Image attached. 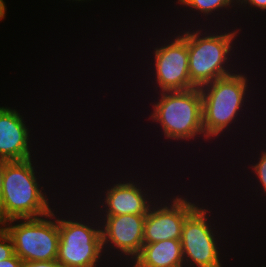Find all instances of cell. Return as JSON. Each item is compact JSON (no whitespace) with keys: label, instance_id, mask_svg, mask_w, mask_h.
<instances>
[{"label":"cell","instance_id":"cell-1","mask_svg":"<svg viewBox=\"0 0 266 267\" xmlns=\"http://www.w3.org/2000/svg\"><path fill=\"white\" fill-rule=\"evenodd\" d=\"M33 159L7 162L0 197V225L11 219L40 218L53 210L39 184ZM38 179V180H37ZM43 189V190H42ZM46 195V196H45Z\"/></svg>","mask_w":266,"mask_h":267},{"label":"cell","instance_id":"cell-2","mask_svg":"<svg viewBox=\"0 0 266 267\" xmlns=\"http://www.w3.org/2000/svg\"><path fill=\"white\" fill-rule=\"evenodd\" d=\"M199 29L195 31L188 29L189 78L195 88H201L218 78L237 72L229 67L228 63L229 56L234 53L232 46L239 31L234 29L231 32L227 30L228 32L218 33L216 30L215 33L212 31L209 33L208 30V33L207 31L202 33L204 29Z\"/></svg>","mask_w":266,"mask_h":267},{"label":"cell","instance_id":"cell-3","mask_svg":"<svg viewBox=\"0 0 266 267\" xmlns=\"http://www.w3.org/2000/svg\"><path fill=\"white\" fill-rule=\"evenodd\" d=\"M159 96L149 118L161 126L166 139L191 141L200 136L205 139L200 88L162 91Z\"/></svg>","mask_w":266,"mask_h":267},{"label":"cell","instance_id":"cell-4","mask_svg":"<svg viewBox=\"0 0 266 267\" xmlns=\"http://www.w3.org/2000/svg\"><path fill=\"white\" fill-rule=\"evenodd\" d=\"M245 73L218 78L200 88L202 94L203 130L205 139L218 138L236 122L248 92Z\"/></svg>","mask_w":266,"mask_h":267},{"label":"cell","instance_id":"cell-5","mask_svg":"<svg viewBox=\"0 0 266 267\" xmlns=\"http://www.w3.org/2000/svg\"><path fill=\"white\" fill-rule=\"evenodd\" d=\"M57 212L53 210L40 218L11 219L1 224L13 241L14 253L22 261L57 260Z\"/></svg>","mask_w":266,"mask_h":267},{"label":"cell","instance_id":"cell-6","mask_svg":"<svg viewBox=\"0 0 266 267\" xmlns=\"http://www.w3.org/2000/svg\"><path fill=\"white\" fill-rule=\"evenodd\" d=\"M74 216L71 219L58 216L57 261L62 267H97L104 258L100 220L87 223L83 218L76 221Z\"/></svg>","mask_w":266,"mask_h":267},{"label":"cell","instance_id":"cell-7","mask_svg":"<svg viewBox=\"0 0 266 267\" xmlns=\"http://www.w3.org/2000/svg\"><path fill=\"white\" fill-rule=\"evenodd\" d=\"M208 212L211 211L199 205L183 224L180 242L184 267H222L218 231L212 227Z\"/></svg>","mask_w":266,"mask_h":267},{"label":"cell","instance_id":"cell-8","mask_svg":"<svg viewBox=\"0 0 266 267\" xmlns=\"http://www.w3.org/2000/svg\"><path fill=\"white\" fill-rule=\"evenodd\" d=\"M173 38L154 48V79L158 85L155 89L160 87L159 92L195 88L189 78L188 30Z\"/></svg>","mask_w":266,"mask_h":267},{"label":"cell","instance_id":"cell-9","mask_svg":"<svg viewBox=\"0 0 266 267\" xmlns=\"http://www.w3.org/2000/svg\"><path fill=\"white\" fill-rule=\"evenodd\" d=\"M172 197L169 199L170 203L166 202V199L164 202L157 200L161 203L160 206L156 201L150 207L144 222V244L181 239L183 224L186 218L199 206V203L194 201L192 203L182 195Z\"/></svg>","mask_w":266,"mask_h":267},{"label":"cell","instance_id":"cell-10","mask_svg":"<svg viewBox=\"0 0 266 267\" xmlns=\"http://www.w3.org/2000/svg\"><path fill=\"white\" fill-rule=\"evenodd\" d=\"M145 218L146 215L134 214L118 216L100 215L99 220L102 226L101 238L104 254L113 248L120 252L118 253L119 256L121 255L120 258L124 255L125 261H133L144 245L143 231Z\"/></svg>","mask_w":266,"mask_h":267},{"label":"cell","instance_id":"cell-11","mask_svg":"<svg viewBox=\"0 0 266 267\" xmlns=\"http://www.w3.org/2000/svg\"><path fill=\"white\" fill-rule=\"evenodd\" d=\"M129 181V182H128ZM119 181L113 186L107 188L105 194L101 201L99 199V204L102 202L98 212V215L104 216H118V215H146L150 207L155 201L147 195L148 193L145 189L142 190L140 183L134 182L132 180ZM123 182V183H122ZM149 197V198H148ZM104 201V202H103ZM102 208V209H101Z\"/></svg>","mask_w":266,"mask_h":267},{"label":"cell","instance_id":"cell-12","mask_svg":"<svg viewBox=\"0 0 266 267\" xmlns=\"http://www.w3.org/2000/svg\"><path fill=\"white\" fill-rule=\"evenodd\" d=\"M28 129L17 109L0 106V159L10 162L32 158Z\"/></svg>","mask_w":266,"mask_h":267},{"label":"cell","instance_id":"cell-13","mask_svg":"<svg viewBox=\"0 0 266 267\" xmlns=\"http://www.w3.org/2000/svg\"><path fill=\"white\" fill-rule=\"evenodd\" d=\"M131 262L132 267H183L181 242L171 239L144 244L140 253Z\"/></svg>","mask_w":266,"mask_h":267},{"label":"cell","instance_id":"cell-14","mask_svg":"<svg viewBox=\"0 0 266 267\" xmlns=\"http://www.w3.org/2000/svg\"><path fill=\"white\" fill-rule=\"evenodd\" d=\"M177 3H180L182 7H189L192 11L198 10V13L200 12L199 14L205 15V17L214 14V12H220L221 9H229L233 5L235 7V4H238L237 0H178Z\"/></svg>","mask_w":266,"mask_h":267},{"label":"cell","instance_id":"cell-15","mask_svg":"<svg viewBox=\"0 0 266 267\" xmlns=\"http://www.w3.org/2000/svg\"><path fill=\"white\" fill-rule=\"evenodd\" d=\"M261 157L258 158L257 163L250 166L251 171L257 177V182H259V186L262 187L263 192L266 194V149L261 151Z\"/></svg>","mask_w":266,"mask_h":267},{"label":"cell","instance_id":"cell-16","mask_svg":"<svg viewBox=\"0 0 266 267\" xmlns=\"http://www.w3.org/2000/svg\"><path fill=\"white\" fill-rule=\"evenodd\" d=\"M13 254V241L3 226L0 225V261L10 258Z\"/></svg>","mask_w":266,"mask_h":267},{"label":"cell","instance_id":"cell-17","mask_svg":"<svg viewBox=\"0 0 266 267\" xmlns=\"http://www.w3.org/2000/svg\"><path fill=\"white\" fill-rule=\"evenodd\" d=\"M21 267H62L57 260L51 261H23Z\"/></svg>","mask_w":266,"mask_h":267},{"label":"cell","instance_id":"cell-18","mask_svg":"<svg viewBox=\"0 0 266 267\" xmlns=\"http://www.w3.org/2000/svg\"><path fill=\"white\" fill-rule=\"evenodd\" d=\"M237 3H239L238 5H243V7L246 8L247 4L250 7H254L262 10L265 12L266 10V0H237ZM244 3V4H243Z\"/></svg>","mask_w":266,"mask_h":267},{"label":"cell","instance_id":"cell-19","mask_svg":"<svg viewBox=\"0 0 266 267\" xmlns=\"http://www.w3.org/2000/svg\"><path fill=\"white\" fill-rule=\"evenodd\" d=\"M22 260L14 253L10 258L0 261V267H21Z\"/></svg>","mask_w":266,"mask_h":267},{"label":"cell","instance_id":"cell-20","mask_svg":"<svg viewBox=\"0 0 266 267\" xmlns=\"http://www.w3.org/2000/svg\"><path fill=\"white\" fill-rule=\"evenodd\" d=\"M8 161L0 159V197H1V192H2V187H3V175H4V169L5 165Z\"/></svg>","mask_w":266,"mask_h":267},{"label":"cell","instance_id":"cell-21","mask_svg":"<svg viewBox=\"0 0 266 267\" xmlns=\"http://www.w3.org/2000/svg\"><path fill=\"white\" fill-rule=\"evenodd\" d=\"M5 3L6 2L3 0H0V21H2V19H4L6 16L7 7Z\"/></svg>","mask_w":266,"mask_h":267}]
</instances>
